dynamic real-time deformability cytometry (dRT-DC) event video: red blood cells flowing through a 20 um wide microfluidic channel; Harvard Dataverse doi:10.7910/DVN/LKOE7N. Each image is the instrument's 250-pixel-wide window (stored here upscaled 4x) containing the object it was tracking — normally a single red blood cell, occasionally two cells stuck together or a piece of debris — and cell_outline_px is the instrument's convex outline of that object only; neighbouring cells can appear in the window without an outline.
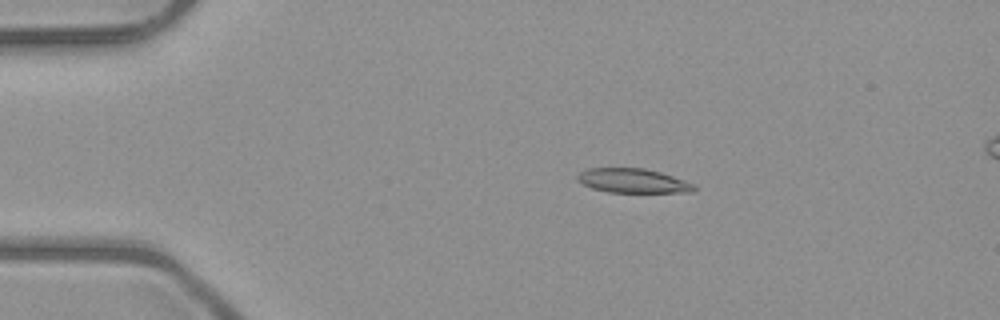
{"species": "common noctule bat (a hibernating species)", "species_latin": "Nyctalus noctula", "temperature_condition": "room temperature", "stored_images_in_passage": 52, "camera_frame_rate_fps": 3000, "um_per_image_px": 0.085, "animal": {"sex": "male", "body_mass_g": 23.1, "forearm_length_mm": 52.7}, "frame": {"image": 1, "passage_image": 11, "time_ms": 3.333, "image_size_px": [1000, 320], "cell_outline_px": [[696, 192], [608, 192], [592, 188], [576, 180], [576, 176], [580, 172], [588, 168], [644, 168], [660, 172], [696, 184]], "centroid_in_image_um": [53.81, 15.36], "position_along_channel_um": 31.2, "area_um2": 16.53}}
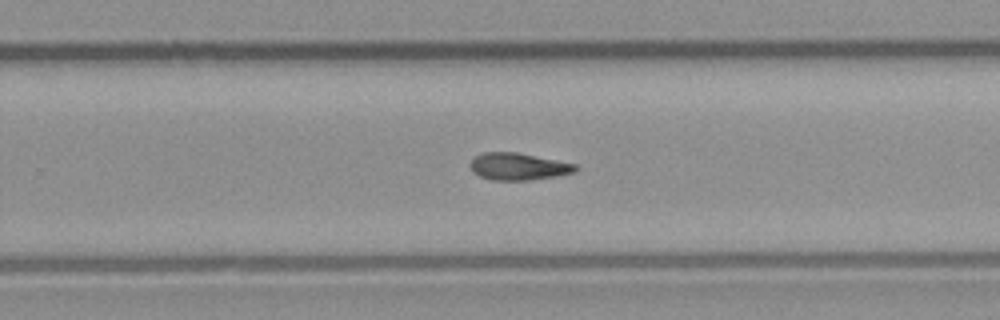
{"frame": {"image": 2, "passage_image": 34, "time_ms": 11.0, "image_size_px": [1000, 320], "cell_outline_px": [[580, 168], [576, 172], [556, 176], [528, 180], [492, 180], [480, 176], [472, 172], [468, 164], [476, 156], [484, 152], [516, 152], [576, 164]], "centroid_in_image_um": [44.05, 14.16], "position_along_channel_um": 285.7, "area_um2": 16.65}}
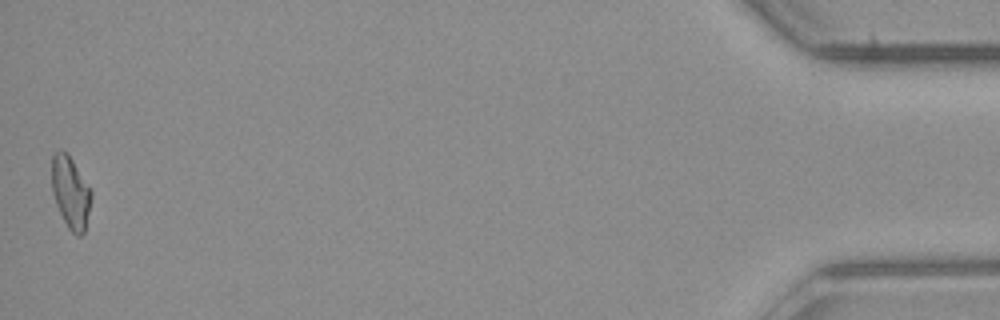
{"frame": {"image": 3, "passage_image": 52, "time_ms": 17.0, "image_size_px": [1000, 320], "cell_outline_px": [[92, 196], [84, 232], [80, 236], [76, 236], [68, 228], [56, 204], [52, 192], [52, 156], [60, 148], [68, 152], [92, 192]], "centroid_in_image_um": [5.99, 16.33], "position_along_channel_um": 429.2, "area_um2": 16.53}}